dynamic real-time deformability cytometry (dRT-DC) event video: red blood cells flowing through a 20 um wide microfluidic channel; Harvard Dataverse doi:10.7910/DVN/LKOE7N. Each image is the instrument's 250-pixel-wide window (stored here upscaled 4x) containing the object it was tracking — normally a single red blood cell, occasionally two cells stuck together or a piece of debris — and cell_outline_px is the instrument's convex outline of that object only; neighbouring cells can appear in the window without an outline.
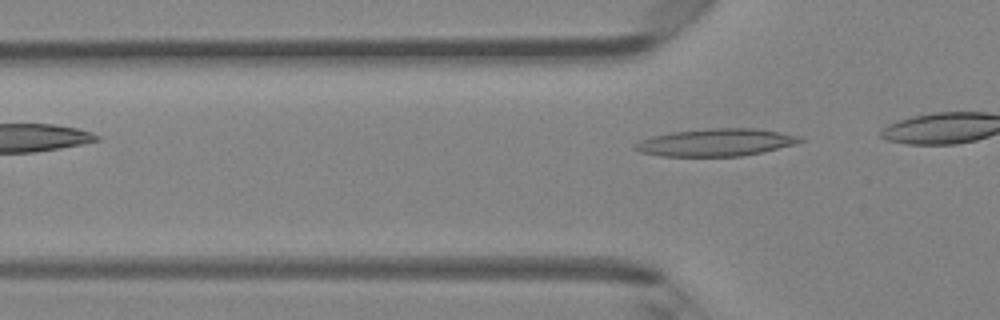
{"species": "Egyptian fruit bat (a non-hibernating species)", "species_latin": "Rousettus aegyptiacus", "temperature_condition": "room temperature", "stored_images_in_passage": 4, "camera_frame_rate_fps": 3000, "um_per_image_px": 0.085, "animal": {"sex": "female"}, "frame": {"image": 1, "passage_image": 4, "time_ms": 1.0, "image_size_px": [1000, 320], "cell_outline_px": [[804, 140], [796, 144], [764, 152], [740, 156], [660, 156], [640, 152], [632, 148], [632, 144], [640, 140], [652, 136], [672, 132], [708, 128], [756, 128], [780, 132], [800, 136]], "centroid_in_image_um": [60.84, 12.1], "position_along_channel_um": 65.0, "area_um2": 26.59}}